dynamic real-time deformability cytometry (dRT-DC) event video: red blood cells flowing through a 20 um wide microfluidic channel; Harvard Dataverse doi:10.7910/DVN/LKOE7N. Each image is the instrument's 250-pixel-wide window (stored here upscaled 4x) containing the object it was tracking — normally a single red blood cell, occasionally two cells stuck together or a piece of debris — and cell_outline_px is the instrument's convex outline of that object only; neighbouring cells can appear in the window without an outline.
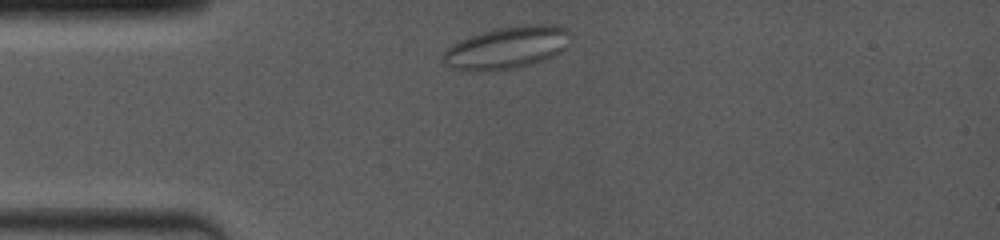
{"species": "common noctule bat (a hibernating species)", "species_latin": "Nyctalus noctula", "temperature_condition": "room temperature", "stored_images_in_passage": 9, "camera_frame_rate_fps": 4000, "um_per_image_px": 0.085, "animal": {"sex": "female", "body_mass_g": 19.0, "forearm_length_mm": 53.3}, "frame": {"image": 1, "passage_image": 2, "time_ms": 0.5, "image_size_px": [1000, 240], "cell_outline_px": [[568, 44], [560, 52], [544, 60], [532, 64], [496, 72], [476, 72], [452, 68], [444, 64], [440, 56], [452, 44], [460, 40], [484, 32], [500, 28], [524, 24], [556, 24], [568, 28]], "centroid_in_image_um": [43.07, 4.07], "position_along_channel_um": 41.9, "area_um2": 31.62}}
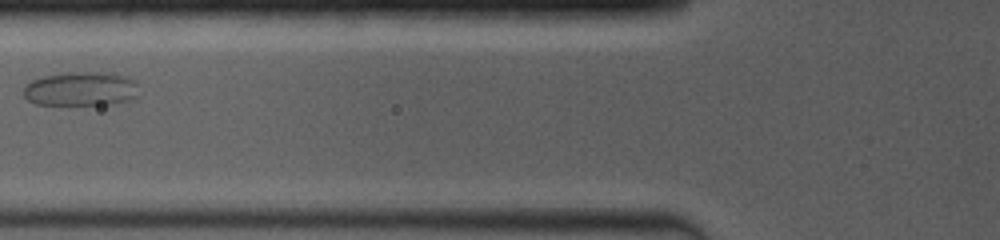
{"frame": {"image": 2, "passage_image": 7, "time_ms": 3.25, "image_size_px": [1000, 240], "cell_outline_px": [[140, 96], [128, 100], [100, 108], [36, 104], [28, 100], [24, 96], [24, 88], [32, 80], [44, 76], [68, 72], [104, 72], [128, 76], [136, 80]], "centroid_in_image_um": [6.96, 7.61], "position_along_channel_um": 118.8, "area_um2": 24.22}}
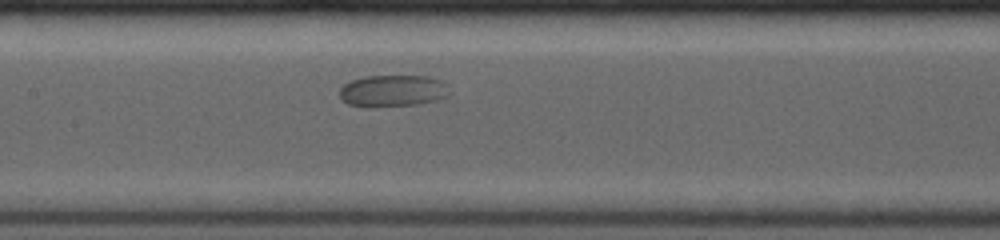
{"frame": {"image": 3, "passage_image": 9, "time_ms": 4.75, "image_size_px": [1000, 240], "cell_outline_px": [[444, 96], [436, 100], [416, 104], [376, 108], [364, 108], [348, 104], [340, 96], [340, 88], [344, 84], [352, 80], [364, 76], [428, 76], [440, 80], [444, 84]], "centroid_in_image_um": [33.26, 7.74], "position_along_channel_um": 174.1, "area_um2": 20.17}}